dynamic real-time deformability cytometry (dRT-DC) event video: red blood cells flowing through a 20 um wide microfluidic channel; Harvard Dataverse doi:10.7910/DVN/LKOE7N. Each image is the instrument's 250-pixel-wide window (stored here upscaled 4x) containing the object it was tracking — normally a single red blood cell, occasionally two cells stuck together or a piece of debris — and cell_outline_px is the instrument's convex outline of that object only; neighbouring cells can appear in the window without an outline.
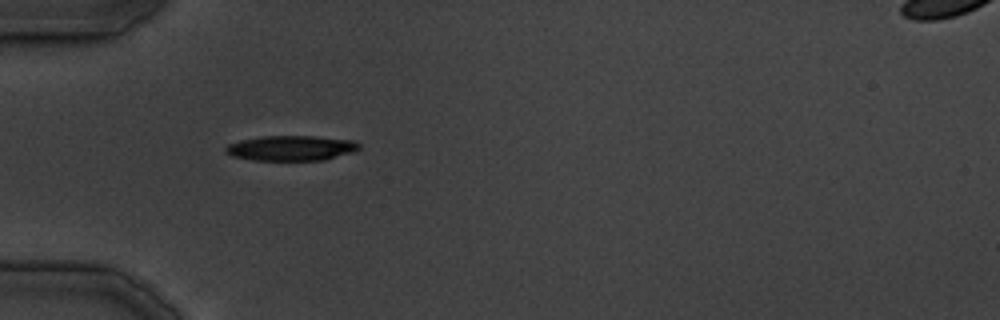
{"species": "common noctule bat (a hibernating species)", "species_latin": "Nyctalus noctula", "temperature_condition": "cold", "stored_images_in_passage": 24, "camera_frame_rate_fps": 3000, "um_per_image_px": 0.085, "animal": {"sex": "male", "body_mass_g": 19.5, "forearm_length_mm": 54.6}, "frame": {"image": 1, "passage_image": 1, "time_ms": 0.0, "image_size_px": [1000, 320], "cell_outline_px": [[360, 148], [356, 152], [324, 160], [252, 160], [232, 156], [224, 152], [224, 148], [228, 144], [240, 140], [260, 136], [316, 136], [356, 140], [360, 144]], "centroid_in_image_um": [24.78, 12.58], "position_along_channel_um": 60.2, "area_um2": 19.88}}